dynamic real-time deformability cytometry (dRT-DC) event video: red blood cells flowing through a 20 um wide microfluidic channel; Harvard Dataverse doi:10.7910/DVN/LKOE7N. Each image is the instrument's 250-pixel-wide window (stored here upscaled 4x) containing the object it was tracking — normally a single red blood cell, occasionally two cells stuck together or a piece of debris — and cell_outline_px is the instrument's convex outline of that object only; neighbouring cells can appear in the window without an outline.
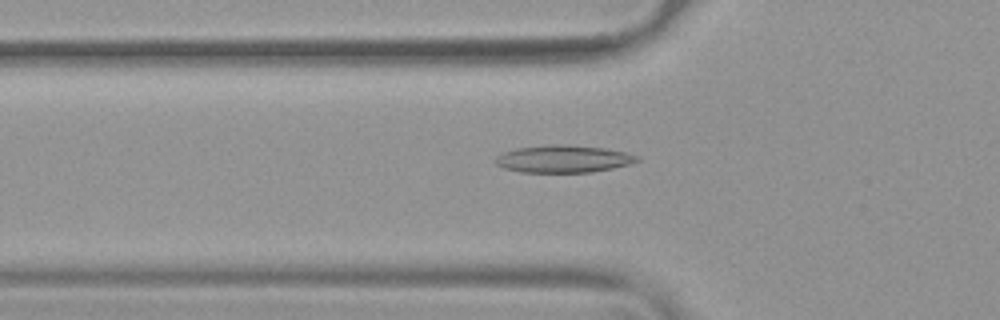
{"species": "common noctule bat (a hibernating species)", "species_latin": "Nyctalus noctula", "temperature_condition": "warm", "stored_images_in_passage": 54, "camera_frame_rate_fps": 3000, "um_per_image_px": 0.085, "animal": {"sex": "female", "body_mass_g": 19.9}, "frame": {"image": 1, "passage_image": 19, "time_ms": 6.0, "image_size_px": [1000, 320], "cell_outline_px": [[640, 160], [628, 164], [612, 168], [592, 172], [520, 172], [504, 168], [496, 164], [496, 156], [504, 152], [516, 148], [548, 144], [568, 144], [604, 148], [624, 152], [640, 156]], "centroid_in_image_um": [47.88, 13.5], "position_along_channel_um": 77.9, "area_um2": 22.6}}
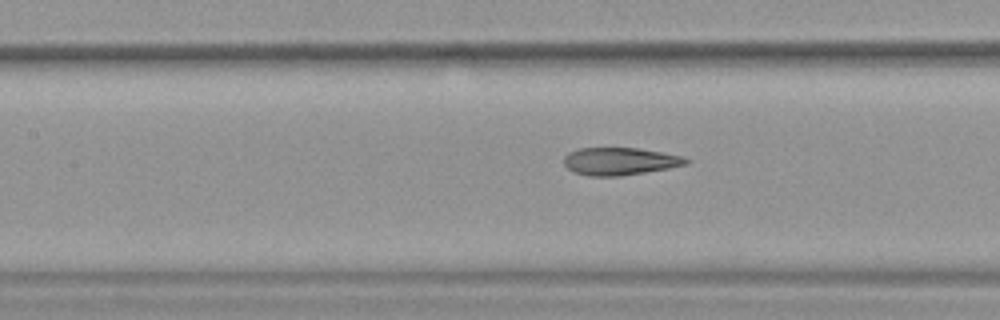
{"frame": {"image": 2, "passage_image": 25, "time_ms": 8.0, "image_size_px": [1000, 320], "cell_outline_px": [[692, 160], [688, 164], [668, 168], [620, 176], [588, 176], [576, 172], [568, 168], [564, 164], [564, 156], [568, 152], [580, 148], [640, 148], [684, 156]], "centroid_in_image_um": [52.72, 13.7], "position_along_channel_um": 154.7, "area_um2": 19.65}}
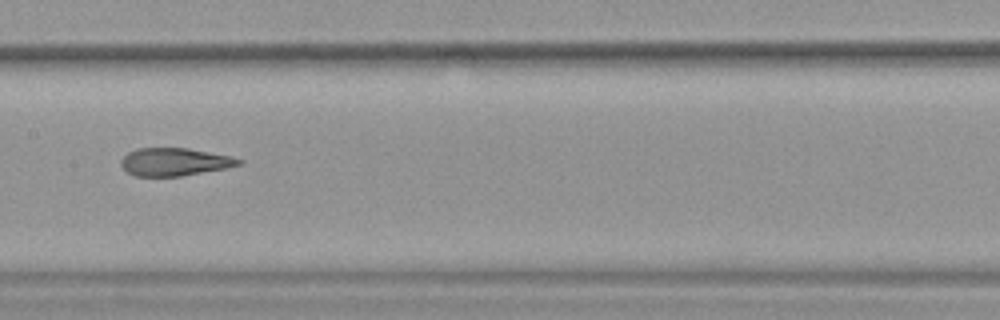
{"frame": {"image": 3, "passage_image": 28, "time_ms": 9.0, "image_size_px": [1000, 320], "cell_outline_px": [[244, 160], [240, 164], [228, 168], [180, 176], [136, 176], [128, 172], [120, 164], [120, 160], [128, 152], [136, 148], [188, 148], [228, 156]], "centroid_in_image_um": [14.82, 13.76], "position_along_channel_um": 192.6, "area_um2": 18.96}, "authors_computed_cell_mechanics": {"area_um2": 21.5016, "velocity_mm_per_s": 3.8046, "shape_relaxation_time_tau1_ms": 9.9146, "shape_relaxation_time_tau2_ms": 1.24, "deformation_change_tau1": 0.2952, "deformation_change_tau2": 0.1011}}